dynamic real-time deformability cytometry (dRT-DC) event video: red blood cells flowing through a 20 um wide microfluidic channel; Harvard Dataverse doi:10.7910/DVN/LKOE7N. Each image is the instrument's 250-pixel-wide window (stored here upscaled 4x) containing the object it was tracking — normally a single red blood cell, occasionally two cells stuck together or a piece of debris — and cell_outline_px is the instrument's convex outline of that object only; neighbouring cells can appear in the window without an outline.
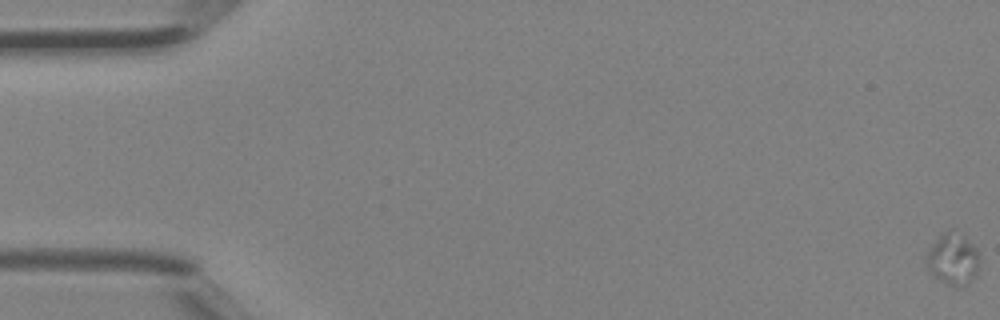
{"species": "Egyptian fruit bat (a non-hibernating species)", "species_latin": "Rousettus aegyptiacus", "temperature_condition": "room temperature", "stored_images_in_passage": 44, "camera_frame_rate_fps": 3000, "um_per_image_px": 0.085, "animal": {"sex": "female"}, "frame": {"image": 1, "passage_image": 1, "time_ms": 0.0, "image_size_px": [1000, 320], "cell_outline_px": [[976, 276], [964, 288], [956, 288], [932, 276], [924, 264], [924, 256], [932, 244], [944, 232], [952, 228], [972, 244], [976, 248]], "centroid_in_image_um": [80.92, 22.07], "position_along_channel_um": 4.1, "area_um2": 16.01}}
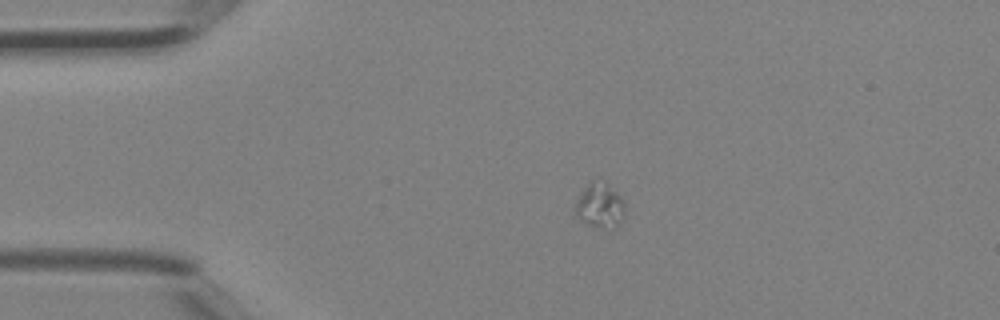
{"frame": {"image": 2, "passage_image": 11, "time_ms": 3.333, "image_size_px": [1000, 320], "cell_outline_px": [[624, 216], [600, 224], [592, 224], [580, 220], [576, 216], [576, 204], [584, 188], [592, 180], [604, 180], [624, 200]], "centroid_in_image_um": [50.95, 17.31], "position_along_channel_um": 34.1, "area_um2": 11.62}}